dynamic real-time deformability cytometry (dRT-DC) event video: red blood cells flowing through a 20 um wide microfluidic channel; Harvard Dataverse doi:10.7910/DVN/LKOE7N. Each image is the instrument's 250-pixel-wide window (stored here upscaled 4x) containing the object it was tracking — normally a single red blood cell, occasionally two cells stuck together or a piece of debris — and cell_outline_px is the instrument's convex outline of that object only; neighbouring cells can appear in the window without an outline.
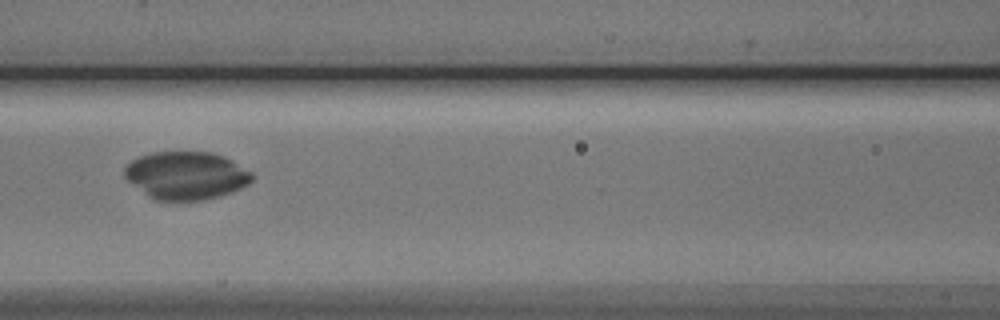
{"species": "Egyptian fruit bat (a non-hibernating species)", "species_latin": "Rousettus aegyptiacus", "temperature_condition": "cold", "stored_images_in_passage": 7, "camera_frame_rate_fps": 3000, "um_per_image_px": 0.085, "animal": {"sex": "male"}, "frame": {"image": 1, "passage_image": 7, "time_ms": 7.667, "image_size_px": [1000, 320], "cell_outline_px": [[252, 180], [248, 184], [232, 192], [220, 196], [204, 200], [156, 200], [148, 196], [128, 180], [124, 176], [124, 168], [132, 160], [140, 156], [152, 152], [212, 152], [224, 156], [232, 160], [252, 172]], "centroid_in_image_um": [15.83, 14.91], "position_along_channel_um": 150.8, "area_um2": 35.49}}